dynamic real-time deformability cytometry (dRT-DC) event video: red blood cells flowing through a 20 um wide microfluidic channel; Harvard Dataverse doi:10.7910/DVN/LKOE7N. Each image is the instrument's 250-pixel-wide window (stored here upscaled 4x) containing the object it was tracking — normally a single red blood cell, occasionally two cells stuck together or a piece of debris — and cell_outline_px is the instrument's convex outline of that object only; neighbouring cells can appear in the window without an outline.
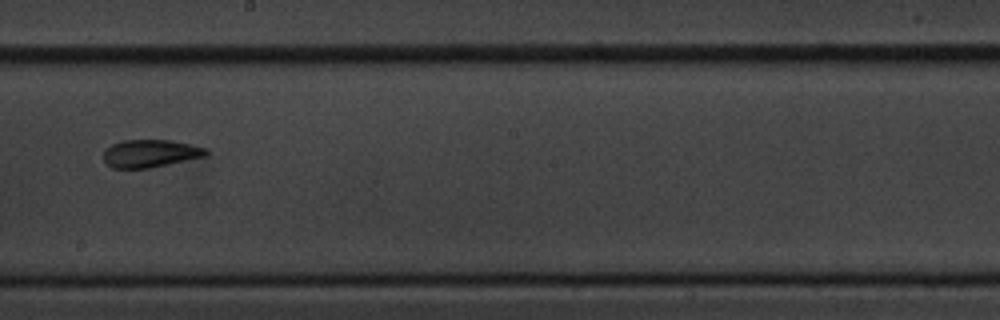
{"species": "common noctule bat (a hibernating species)", "species_latin": "Nyctalus noctula", "temperature_condition": "cold", "stored_images_in_passage": 14, "camera_frame_rate_fps": 3000, "um_per_image_px": 0.085, "animal": {"sex": "male", "body_mass_g": 20.1, "forearm_length_mm": 53.5}, "frame": {"image": 1, "passage_image": 10, "time_ms": 11.333, "image_size_px": [1000, 320], "cell_outline_px": [[208, 156], [148, 168], [112, 168], [104, 160], [104, 152], [112, 144], [124, 140], [172, 140], [208, 148]], "centroid_in_image_um": [12.83, 13.04], "position_along_channel_um": 235.4, "area_um2": 16.53}, "authors_computed_cell_mechanics": {"area_um2": 28.0041, "velocity_mm_per_s": 3.4046, "shape_relaxation_time_tau1_ms": null, "shape_relaxation_time_tau2_ms": 7.8584, "deformation_change_tau1": null, "deformation_change_tau2": 0.1822}}